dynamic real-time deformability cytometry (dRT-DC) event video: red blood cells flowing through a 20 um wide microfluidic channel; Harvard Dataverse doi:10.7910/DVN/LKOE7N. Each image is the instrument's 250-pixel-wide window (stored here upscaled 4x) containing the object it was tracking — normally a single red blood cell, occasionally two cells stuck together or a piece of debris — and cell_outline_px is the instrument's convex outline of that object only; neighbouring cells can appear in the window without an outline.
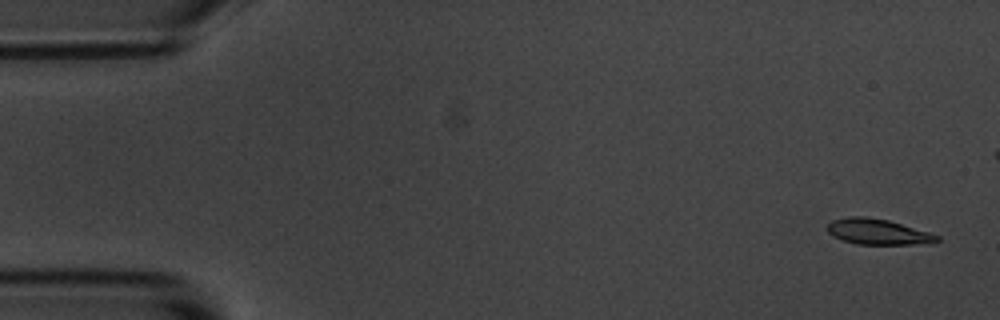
{"species": "common noctule bat (a hibernating species)", "species_latin": "Nyctalus noctula", "temperature_condition": "room temperature", "stored_images_in_passage": 5, "camera_frame_rate_fps": 3000, "um_per_image_px": 0.085, "animal": {"sex": "male", "body_mass_g": 20.1, "forearm_length_mm": 53.5}, "frame": {"image": 1, "passage_image": 1, "time_ms": 0.0, "image_size_px": [1000, 320], "cell_outline_px": [[940, 240], [912, 244], [856, 244], [844, 240], [828, 232], [824, 228], [832, 220], [848, 216], [864, 216], [888, 220], [928, 232], [940, 236]], "centroid_in_image_um": [74.55, 19.68], "position_along_channel_um": 10.4, "area_um2": 16.07}}